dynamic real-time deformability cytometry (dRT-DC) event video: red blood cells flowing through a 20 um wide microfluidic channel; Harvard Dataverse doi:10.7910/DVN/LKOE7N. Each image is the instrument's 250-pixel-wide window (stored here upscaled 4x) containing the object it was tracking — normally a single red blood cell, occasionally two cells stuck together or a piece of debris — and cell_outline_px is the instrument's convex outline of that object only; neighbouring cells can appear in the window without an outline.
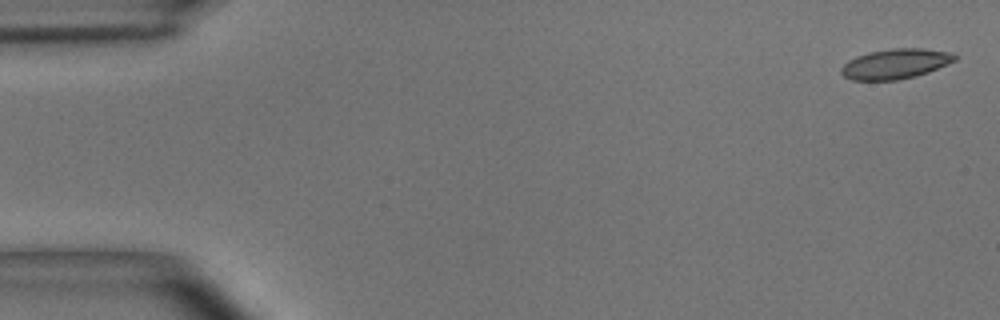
{"species": "common noctule bat (a hibernating species)", "species_latin": "Nyctalus noctula", "temperature_condition": "room temperature", "stored_images_in_passage": 5, "camera_frame_rate_fps": 3000, "um_per_image_px": 0.085, "animal": {"sex": "male", "body_mass_g": 15.6}, "frame": {"image": 1, "passage_image": 1, "time_ms": 0.0, "image_size_px": [1000, 320], "cell_outline_px": [[956, 60], [948, 64], [928, 72], [916, 76], [896, 80], [852, 80], [844, 76], [840, 72], [840, 68], [848, 60], [856, 56], [868, 52], [892, 48], [924, 48], [952, 52], [956, 56]], "centroid_in_image_um": [76.11, 5.42], "position_along_channel_um": 8.9, "area_um2": 20.0}}
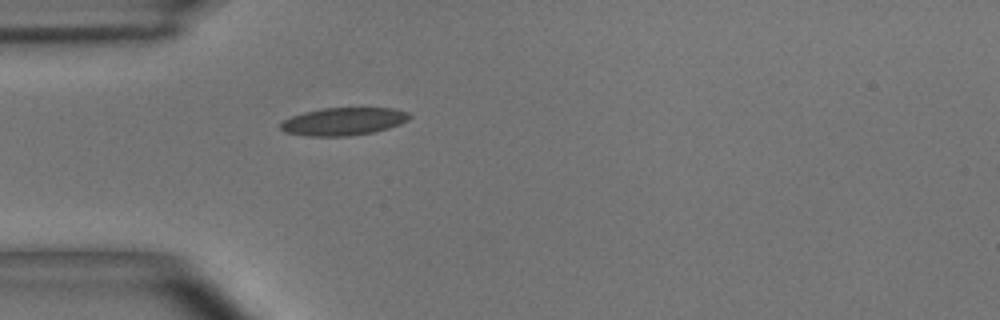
{"frame": {"image": 2, "passage_image": 5, "time_ms": 1.333, "image_size_px": [1000, 320], "cell_outline_px": [[412, 116], [408, 120], [400, 124], [376, 132], [348, 136], [308, 136], [284, 132], [280, 128], [280, 124], [284, 120], [292, 116], [304, 112], [324, 108], [392, 108], [408, 112]], "centroid_in_image_um": [29.21, 10.33], "position_along_channel_um": 55.8, "area_um2": 20.87}}